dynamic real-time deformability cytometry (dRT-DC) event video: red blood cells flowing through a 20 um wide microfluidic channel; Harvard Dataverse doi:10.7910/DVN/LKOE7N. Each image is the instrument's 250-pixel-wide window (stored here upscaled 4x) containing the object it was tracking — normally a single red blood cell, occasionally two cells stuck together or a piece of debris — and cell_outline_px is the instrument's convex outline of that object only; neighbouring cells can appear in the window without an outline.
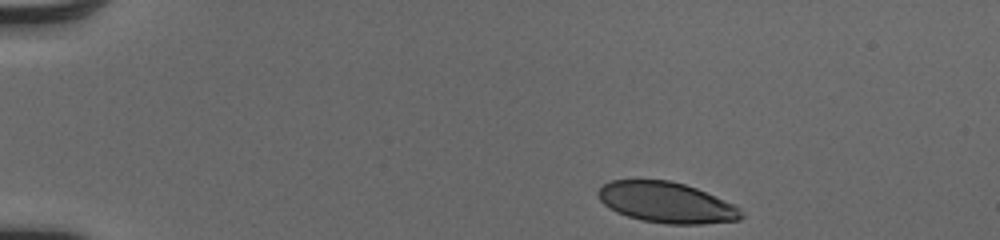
{"species": "human", "species_latin": "Homo sapiens", "temperature_condition": "cold", "stored_images_in_passage": 38, "camera_frame_rate_fps": 3000, "um_per_image_px": 0.085, "donor": {"sex": "male"}, "frame": {"image": 1, "passage_image": 1, "time_ms": 0.0, "image_size_px": [1000, 240], "cell_outline_px": [[744, 216], [740, 220], [700, 224], [668, 224], [644, 220], [628, 216], [616, 212], [608, 208], [600, 200], [596, 192], [604, 184], [612, 180], [668, 180], [684, 184], [696, 188], [732, 204], [740, 208]], "centroid_in_image_um": [56.63, 17.21], "position_along_channel_um": 28.4, "area_um2": 33.7}}
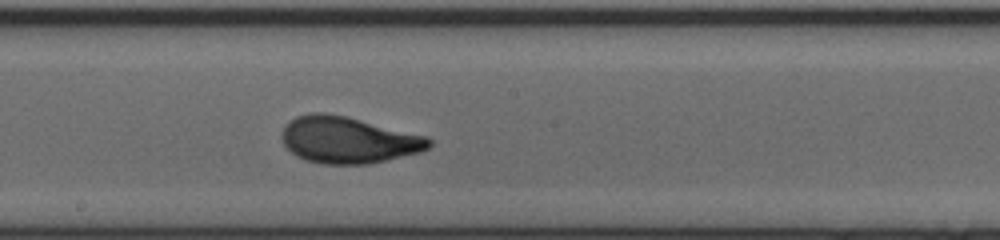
{"frame": {"image": 2, "passage_image": 22, "time_ms": 7.0, "image_size_px": [1000, 240], "cell_outline_px": [[432, 144], [428, 148], [420, 152], [368, 164], [324, 164], [304, 160], [296, 156], [284, 144], [280, 136], [280, 132], [284, 124], [288, 120], [296, 116], [308, 112], [324, 112], [348, 116], [428, 136], [432, 140]], "centroid_in_image_um": [29.56, 11.87], "position_along_channel_um": 218.6, "area_um2": 40.52}}
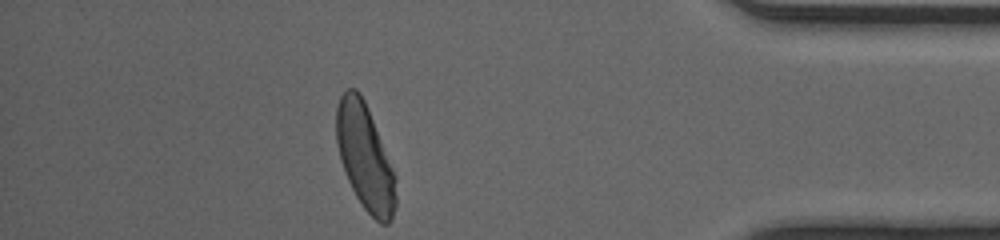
{"frame": {"image": 3, "passage_image": 38, "time_ms": 12.333, "image_size_px": [1000, 240], "cell_outline_px": [[396, 208], [392, 220], [388, 224], [380, 224], [364, 208], [356, 196], [348, 180], [340, 160], [336, 140], [336, 108], [340, 96], [348, 88], [356, 88], [360, 92], [368, 108], [396, 176]], "centroid_in_image_um": [31.03, 13.37], "position_along_channel_um": 404.2, "area_um2": 36.76}, "authors_computed_cell_mechanics": {"area_um2": 38.2058, "velocity_mm_per_s": 4.0946, "shape_relaxation_time_tau1_ms": 3.2849, "shape_relaxation_time_tau2_ms": null, "deformation_change_tau1": 0.178, "deformation_change_tau2": null}}